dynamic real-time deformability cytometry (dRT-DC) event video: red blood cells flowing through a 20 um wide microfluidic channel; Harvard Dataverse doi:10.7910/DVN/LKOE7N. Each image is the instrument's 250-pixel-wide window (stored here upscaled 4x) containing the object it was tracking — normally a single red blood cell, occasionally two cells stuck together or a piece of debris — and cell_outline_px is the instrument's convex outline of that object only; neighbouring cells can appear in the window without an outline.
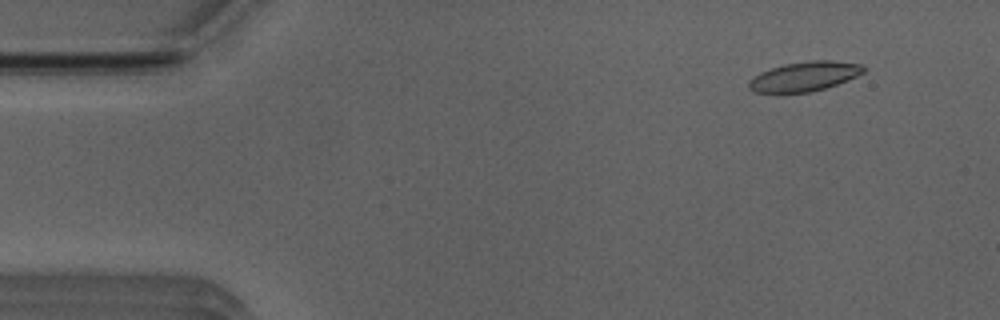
{"species": "Egyptian fruit bat (a non-hibernating species)", "species_latin": "Rousettus aegyptiacus", "temperature_condition": "room temperature", "stored_images_in_passage": 52, "camera_frame_rate_fps": 3000, "um_per_image_px": 0.085, "animal": {"sex": "male"}, "frame": {"image": 1, "passage_image": 5, "time_ms": 1.333, "image_size_px": [1000, 320], "cell_outline_px": [[868, 68], [864, 72], [848, 80], [812, 92], [780, 96], [752, 92], [748, 88], [748, 80], [760, 72], [784, 64], [808, 60], [832, 60], [860, 64]], "centroid_in_image_um": [68.3, 6.54], "position_along_channel_um": 16.7, "area_um2": 20.63}}
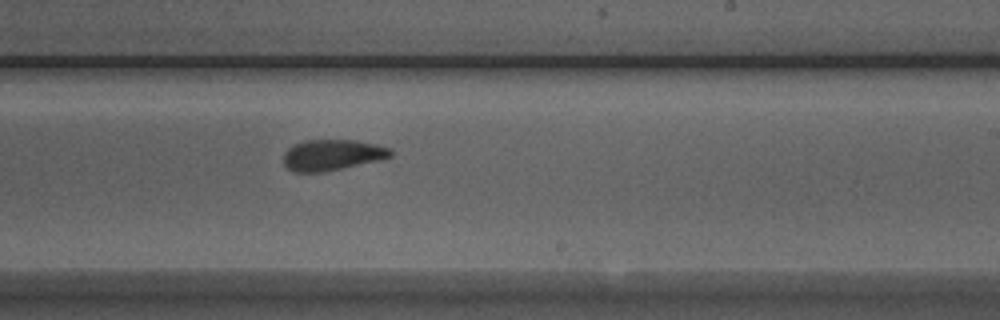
{"frame": {"image": 2, "passage_image": 31, "time_ms": 10.0, "image_size_px": [1000, 320], "cell_outline_px": [[392, 156], [380, 160], [320, 172], [296, 172], [288, 168], [284, 164], [284, 152], [292, 144], [304, 140], [356, 140], [376, 144], [388, 148], [392, 152]], "centroid_in_image_um": [28.21, 13.15], "position_along_channel_um": 260.8, "area_um2": 19.13}}
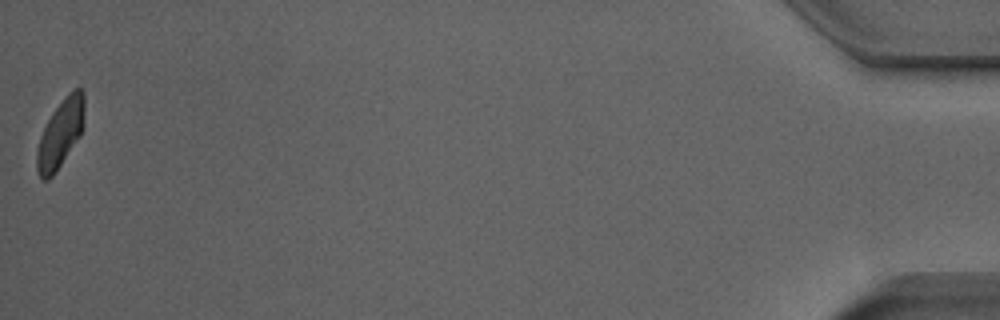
{"frame": {"image": 3, "passage_image": 52, "time_ms": 17.0, "image_size_px": [1000, 320], "cell_outline_px": [[84, 128], [80, 136], [52, 176], [48, 180], [44, 180], [40, 176], [36, 168], [36, 152], [40, 136], [52, 112], [64, 96], [72, 88], [80, 88], [84, 92]], "centroid_in_image_um": [5.15, 11.31], "position_along_channel_um": 430.1, "area_um2": 18.9}, "authors_computed_cell_mechanics": {"area_um2": 19.9699, "velocity_mm_per_s": 3.9155, "shape_relaxation_time_tau1_ms": 3.8294, "shape_relaxation_time_tau2_ms": 1.9043, "deformation_change_tau1": 0.1533, "deformation_change_tau2": 0.0814}}